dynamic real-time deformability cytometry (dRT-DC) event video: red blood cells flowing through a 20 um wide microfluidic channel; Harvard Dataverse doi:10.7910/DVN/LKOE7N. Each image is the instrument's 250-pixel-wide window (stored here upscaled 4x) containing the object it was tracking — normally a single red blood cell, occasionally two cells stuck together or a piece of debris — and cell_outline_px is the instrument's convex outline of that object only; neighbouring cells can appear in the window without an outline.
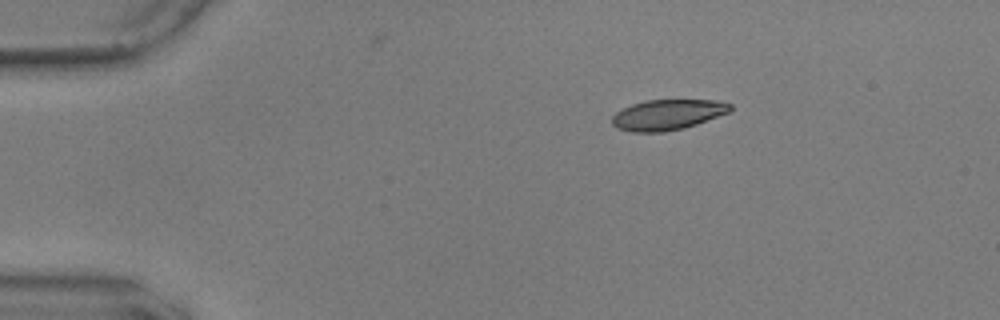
{"species": "common noctule bat (a hibernating species)", "species_latin": "Nyctalus noctula", "temperature_condition": "warm", "stored_images_in_passage": 8, "camera_frame_rate_fps": 3000, "um_per_image_px": 0.085, "animal": {"sex": "male", "body_mass_g": 17.9, "forearm_length_mm": 54.2}, "frame": {"image": 1, "passage_image": 1, "time_ms": 0.0, "image_size_px": [1000, 320], "cell_outline_px": [[732, 108], [728, 112], [696, 124], [684, 128], [664, 132], [632, 132], [616, 128], [612, 124], [612, 116], [616, 112], [632, 104], [644, 100], [716, 100], [732, 104]], "centroid_in_image_um": [56.71, 9.75], "position_along_channel_um": 28.3, "area_um2": 20.92}}